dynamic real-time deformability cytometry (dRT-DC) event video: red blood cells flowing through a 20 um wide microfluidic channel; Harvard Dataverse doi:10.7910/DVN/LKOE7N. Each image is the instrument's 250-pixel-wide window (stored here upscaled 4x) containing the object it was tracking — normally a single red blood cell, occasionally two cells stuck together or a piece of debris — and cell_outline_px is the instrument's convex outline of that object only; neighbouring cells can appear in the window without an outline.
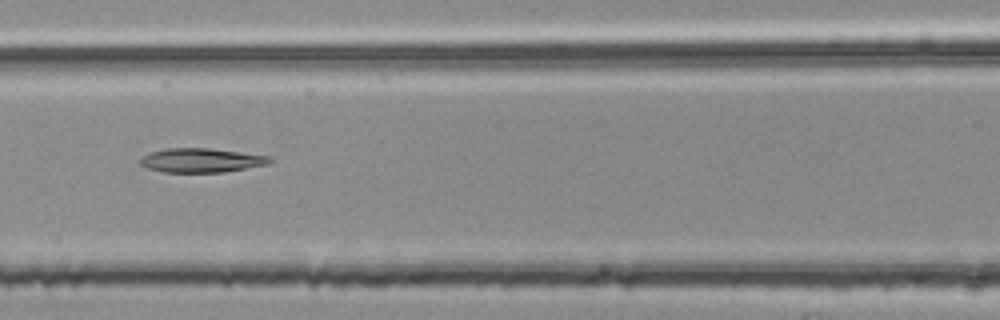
{"species": "common noctule bat (a hibernating species)", "species_latin": "Nyctalus noctula", "temperature_condition": "room temperature", "stored_images_in_passage": 54, "segment_of_instrument_passage": [2, 2], "camera_frame_rate_fps": 3000, "um_per_image_px": 0.085, "animal": {"sex": "female", "body_mass_g": 25.1}, "frame": {"image": 1, "passage_image": 24, "time_ms": 7.667, "image_size_px": [1000, 320], "cell_outline_px": [[276, 160], [272, 164], [224, 172], [160, 172], [148, 168], [140, 164], [140, 160], [148, 152], [168, 148], [208, 148], [272, 156]], "centroid_in_image_um": [17.19, 13.63], "position_along_channel_um": 149.4, "area_um2": 18.5}}
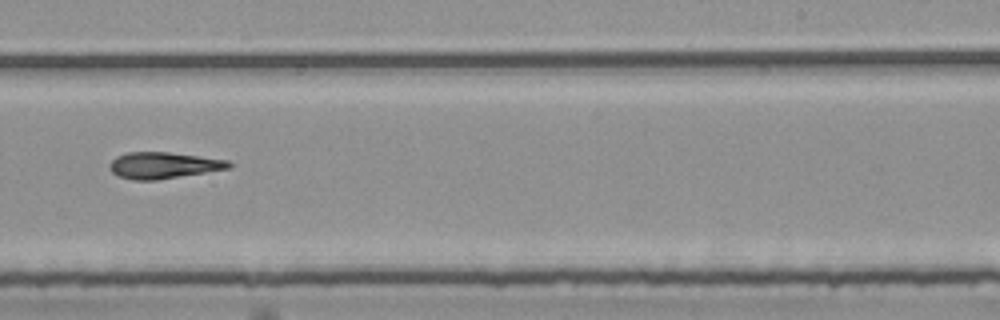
{"frame": {"image": 2, "passage_image": 34, "time_ms": 11.0, "image_size_px": [1000, 320], "cell_outline_px": [[232, 164], [228, 168], [156, 180], [132, 180], [116, 176], [108, 168], [108, 164], [116, 156], [128, 152], [168, 152], [200, 156], [228, 160]], "centroid_in_image_um": [13.81, 14.05], "position_along_channel_um": 275.2, "area_um2": 18.26}}
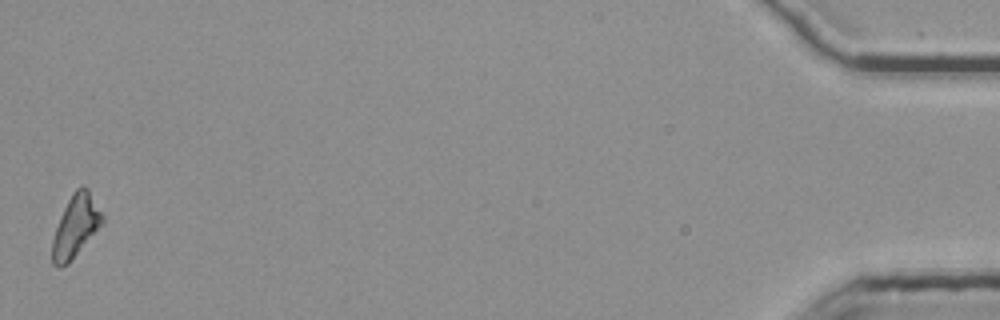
{"frame": {"image": 3, "passage_image": 54, "time_ms": 17.667, "image_size_px": [1000, 320], "cell_outline_px": [[104, 220], [68, 264], [60, 268], [56, 268], [52, 264], [52, 240], [60, 216], [72, 192], [76, 188], [84, 184], [88, 188], [104, 216]], "centroid_in_image_um": [6.41, 19.21], "position_along_channel_um": 428.8, "area_um2": 17.92}}